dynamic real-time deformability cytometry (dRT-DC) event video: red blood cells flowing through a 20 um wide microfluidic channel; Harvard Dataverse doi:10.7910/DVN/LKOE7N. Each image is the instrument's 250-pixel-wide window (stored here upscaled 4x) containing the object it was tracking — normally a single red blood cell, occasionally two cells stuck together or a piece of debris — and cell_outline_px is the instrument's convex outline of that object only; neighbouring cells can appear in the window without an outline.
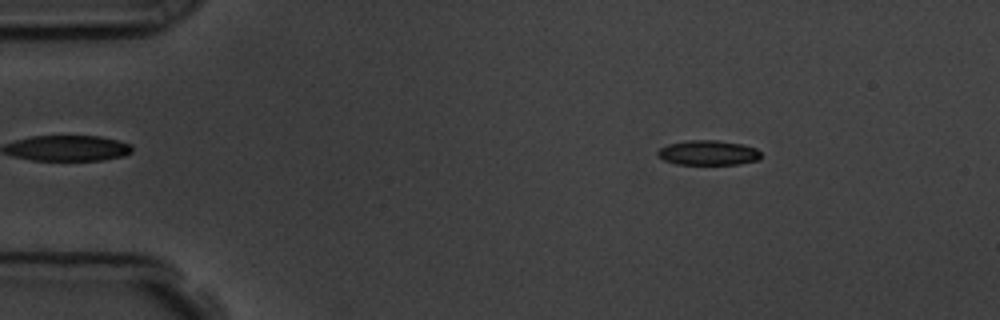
{"species": "common noctule bat (a hibernating species)", "species_latin": "Nyctalus noctula", "temperature_condition": "room temperature", "stored_images_in_passage": 56, "camera_frame_rate_fps": 3000, "um_per_image_px": 0.085, "animal": {"sex": "male", "body_mass_g": 19.5, "forearm_length_mm": 54.6}, "frame": {"image": 1, "passage_image": 8, "time_ms": 2.333, "image_size_px": [1000, 320], "cell_outline_px": [[760, 160], [740, 164], [676, 164], [664, 160], [656, 152], [660, 148], [668, 144], [684, 140], [716, 140], [744, 144], [756, 148], [760, 152]], "centroid_in_image_um": [60.22, 12.98], "position_along_channel_um": 24.8, "area_um2": 15.03}}
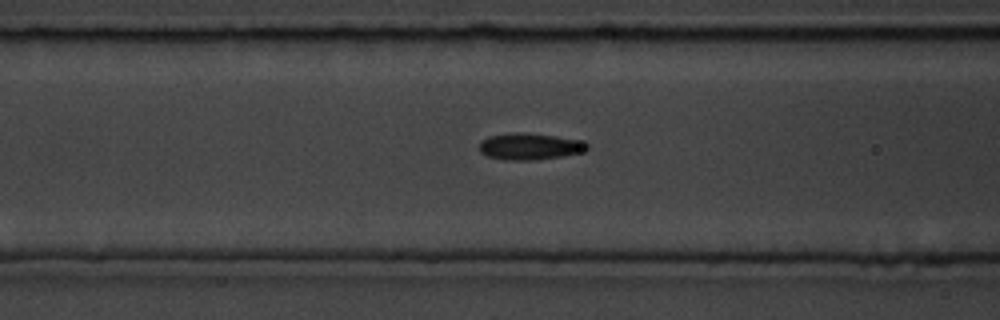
{"frame": {"image": 2, "passage_image": 22, "time_ms": 7.0, "image_size_px": [1000, 320], "cell_outline_px": [[588, 148], [584, 152], [564, 156], [532, 160], [504, 160], [488, 156], [480, 152], [480, 140], [488, 136], [512, 132], [524, 132], [552, 136], [576, 140], [588, 144]], "centroid_in_image_um": [44.98, 12.45], "position_along_channel_um": 121.6, "area_um2": 16.65}}
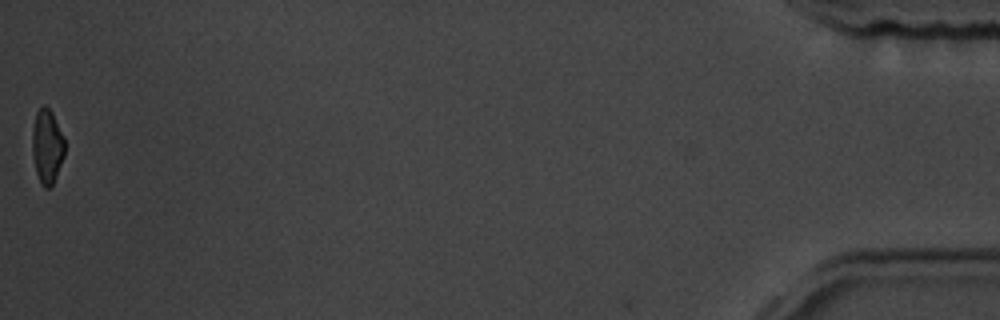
{"frame": {"image": 3, "passage_image": 56, "time_ms": 18.333, "image_size_px": [1000, 320], "cell_outline_px": [[64, 156], [52, 184], [48, 188], [44, 188], [36, 172], [32, 152], [32, 128], [36, 112], [44, 104], [52, 112], [64, 136]], "centroid_in_image_um": [3.99, 12.4], "position_along_channel_um": 431.2, "area_um2": 13.93}, "authors_computed_cell_mechanics": {"area_um2": 15.6349, "velocity_mm_per_s": 3.6118, "shape_relaxation_time_tau1_ms": 4.5555, "shape_relaxation_time_tau2_ms": 3.09, "deformation_change_tau1": 0.1201, "deformation_change_tau2": 0.0937}}